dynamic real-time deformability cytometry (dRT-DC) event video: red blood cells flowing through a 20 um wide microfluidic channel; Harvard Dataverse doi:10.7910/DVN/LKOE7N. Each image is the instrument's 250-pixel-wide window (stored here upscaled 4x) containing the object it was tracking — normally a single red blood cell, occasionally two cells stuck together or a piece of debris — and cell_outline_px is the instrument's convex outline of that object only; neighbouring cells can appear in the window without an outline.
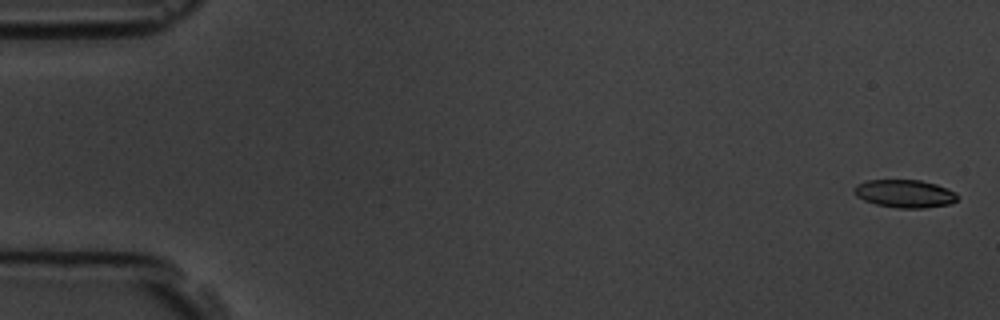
{"species": "common noctule bat (a hibernating species)", "species_latin": "Nyctalus noctula", "temperature_condition": "room temperature", "stored_images_in_passage": 11, "camera_frame_rate_fps": 3000, "um_per_image_px": 0.085, "animal": {"sex": "male", "body_mass_g": 19.5, "forearm_length_mm": 54.6}, "frame": {"image": 1, "passage_image": 1, "time_ms": 0.0, "image_size_px": [1000, 320], "cell_outline_px": [[960, 196], [952, 204], [924, 208], [896, 208], [876, 204], [864, 200], [856, 196], [852, 192], [852, 188], [856, 184], [868, 180], [920, 180], [936, 184], [956, 192]], "centroid_in_image_um": [76.9, 16.46], "position_along_channel_um": 8.1, "area_um2": 17.05}}
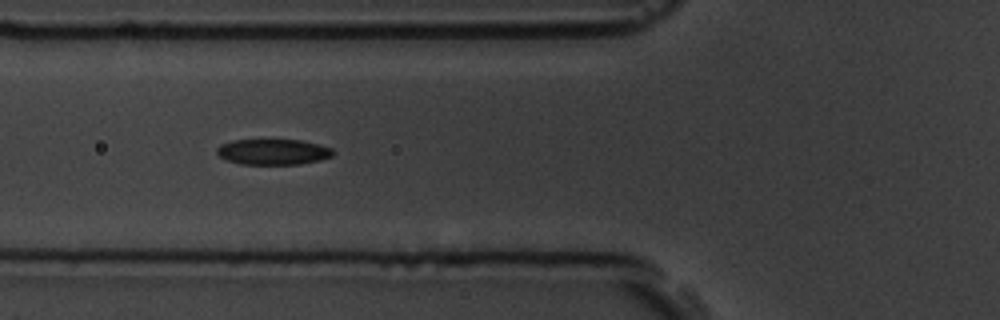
{"frame": {"image": 2, "passage_image": 6, "time_ms": 6.333, "image_size_px": [1000, 320], "cell_outline_px": [[336, 152], [332, 156], [320, 160], [300, 164], [240, 164], [228, 160], [220, 156], [216, 152], [216, 148], [220, 144], [232, 140], [300, 140], [320, 144], [332, 148]], "centroid_in_image_um": [23.24, 12.9], "position_along_channel_um": 102.6, "area_um2": 17.46}}
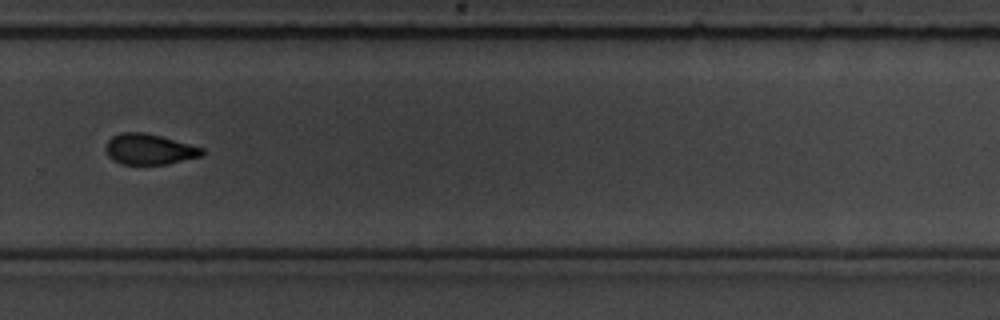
{"frame": {"image": 3, "passage_image": 11, "time_ms": 12.0, "image_size_px": [1000, 320], "cell_outline_px": [[204, 152], [200, 156], [168, 164], [120, 164], [112, 160], [108, 156], [104, 148], [108, 140], [112, 136], [120, 132], [144, 132], [160, 136], [204, 148]], "centroid_in_image_um": [12.64, 12.68], "position_along_channel_um": 317.2, "area_um2": 17.22}}